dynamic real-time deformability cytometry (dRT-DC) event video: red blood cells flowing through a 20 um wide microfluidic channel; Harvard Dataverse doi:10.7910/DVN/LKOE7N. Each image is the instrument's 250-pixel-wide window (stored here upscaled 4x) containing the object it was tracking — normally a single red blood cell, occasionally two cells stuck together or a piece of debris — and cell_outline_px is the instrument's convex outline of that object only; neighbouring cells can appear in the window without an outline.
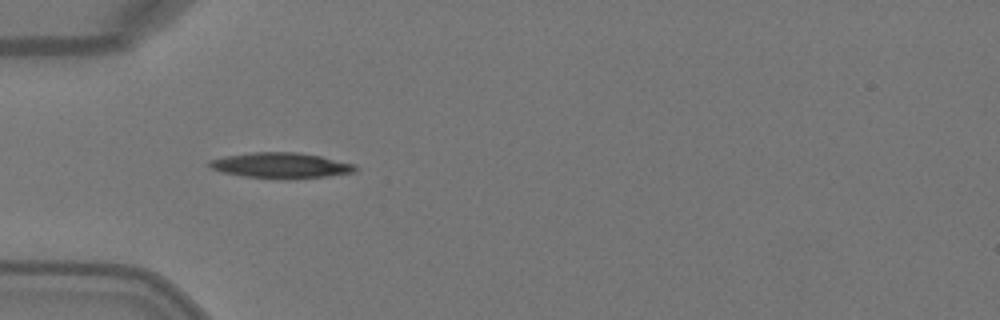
{"species": "Egyptian fruit bat (a non-hibernating species)", "species_latin": "Rousettus aegyptiacus", "temperature_condition": "warm", "stored_images_in_passage": 5, "camera_frame_rate_fps": 3000, "um_per_image_px": 0.085, "animal": {"sex": "female"}, "frame": {"image": 1, "passage_image": 4, "time_ms": 1.0, "image_size_px": [1000, 320], "cell_outline_px": [[360, 168], [356, 172], [328, 176], [288, 180], [244, 176], [220, 172], [212, 168], [208, 164], [208, 160], [224, 156], [252, 152], [300, 152], [320, 156], [356, 164]], "centroid_in_image_um": [23.91, 14.07], "position_along_channel_um": 61.1, "area_um2": 22.14}}
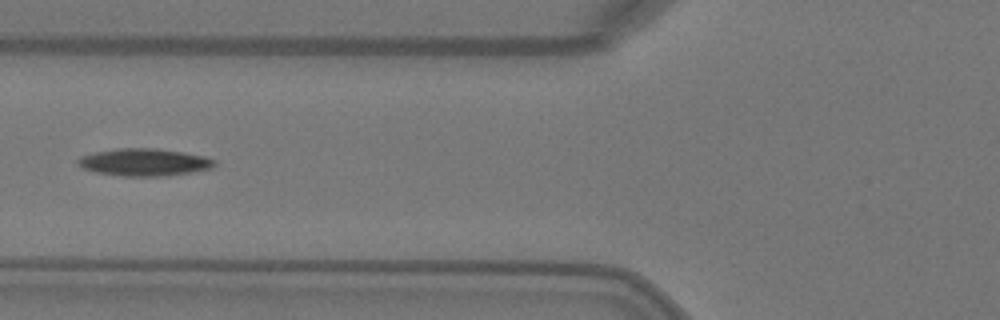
{"frame": {"image": 2, "passage_image": 5, "time_ms": 1.333, "image_size_px": [1000, 320], "cell_outline_px": [[216, 164], [212, 168], [192, 172], [164, 176], [120, 176], [92, 172], [80, 168], [76, 164], [76, 160], [80, 156], [96, 152], [116, 148], [152, 148], [184, 152], [204, 156], [216, 160]], "centroid_in_image_um": [12.21, 13.79], "position_along_channel_um": 113.6, "area_um2": 22.08}}